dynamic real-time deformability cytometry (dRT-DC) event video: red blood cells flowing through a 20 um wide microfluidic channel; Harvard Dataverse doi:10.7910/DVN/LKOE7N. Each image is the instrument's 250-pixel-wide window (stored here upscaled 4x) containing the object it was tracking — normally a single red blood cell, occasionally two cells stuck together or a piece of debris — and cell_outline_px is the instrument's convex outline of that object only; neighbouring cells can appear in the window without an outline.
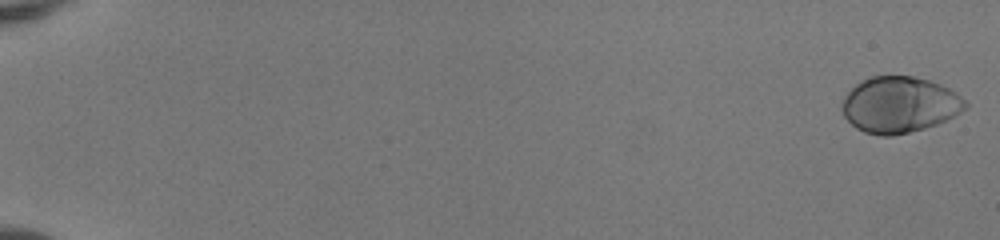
{"species": "human", "species_latin": "Homo sapiens", "temperature_condition": "room temperature", "stored_images_in_passage": 52, "camera_frame_rate_fps": 3000, "um_per_image_px": 0.085, "donor": {"sex": "female"}, "frame": {"image": 1, "passage_image": 1, "time_ms": 0.0, "image_size_px": [1000, 240], "cell_outline_px": [[968, 108], [936, 124], [924, 128], [892, 136], [880, 136], [864, 132], [856, 128], [844, 116], [840, 108], [840, 104], [844, 96], [860, 80], [872, 76], [912, 76], [928, 80], [940, 84], [956, 92], [968, 104]], "centroid_in_image_um": [76.42, 8.9], "position_along_channel_um": 8.6, "area_um2": 40.29}}
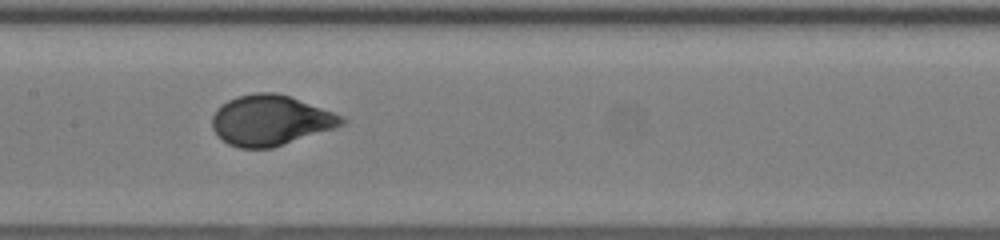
{"frame": {"image": 2, "passage_image": 29, "time_ms": 9.333, "image_size_px": [1000, 240], "cell_outline_px": [[348, 120], [344, 124], [272, 148], [240, 148], [228, 144], [212, 128], [212, 116], [216, 108], [228, 100], [236, 96], [256, 92], [276, 92], [288, 96], [344, 116]], "centroid_in_image_um": [22.96, 10.22], "position_along_channel_um": 184.4, "area_um2": 37.63}}
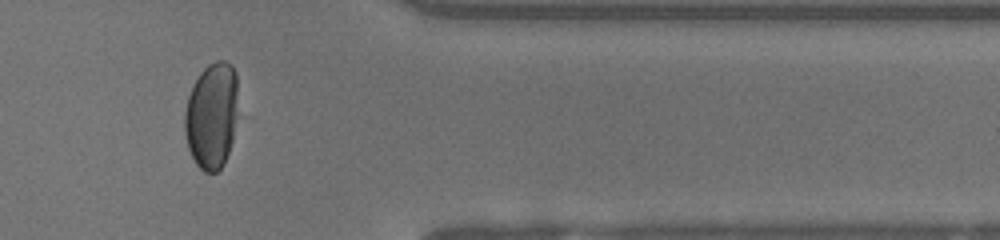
{"frame": {"image": 3, "passage_image": 45, "time_ms": 14.667, "image_size_px": [1000, 240], "cell_outline_px": [[236, 116], [232, 140], [224, 164], [216, 172], [204, 172], [196, 164], [188, 148], [184, 132], [184, 112], [188, 96], [200, 72], [208, 64], [216, 60], [224, 60], [232, 64], [236, 72]], "centroid_in_image_um": [17.97, 9.81], "position_along_channel_um": 393.4, "area_um2": 33.06}}